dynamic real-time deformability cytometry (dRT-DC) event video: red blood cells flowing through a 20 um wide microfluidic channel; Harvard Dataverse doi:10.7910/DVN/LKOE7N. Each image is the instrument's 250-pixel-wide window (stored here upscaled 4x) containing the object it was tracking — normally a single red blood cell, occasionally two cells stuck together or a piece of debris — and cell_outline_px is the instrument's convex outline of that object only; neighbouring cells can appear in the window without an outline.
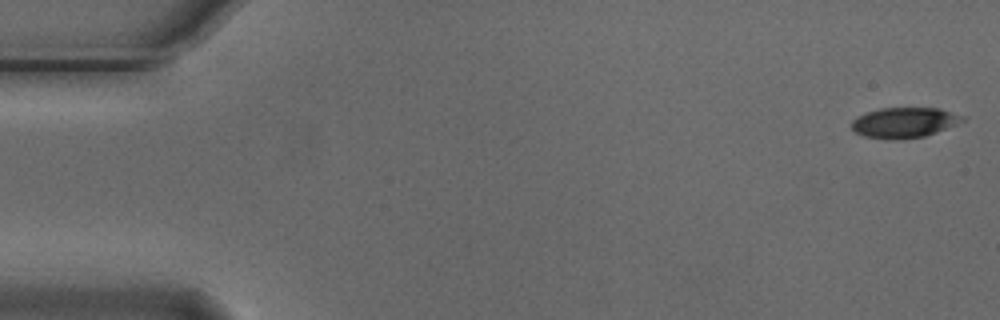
{"species": "Egyptian fruit bat (a non-hibernating species)", "species_latin": "Rousettus aegyptiacus", "temperature_condition": "cold", "stored_images_in_passage": 8, "camera_frame_rate_fps": 3000, "um_per_image_px": 0.085, "animal": {"sex": "male"}, "frame": {"image": 1, "passage_image": 1, "time_ms": 0.0, "image_size_px": [1000, 320], "cell_outline_px": [[968, 116], [964, 120], [956, 124], [936, 132], [924, 136], [864, 136], [856, 132], [852, 128], [852, 120], [856, 116], [880, 108], [940, 108]], "centroid_in_image_um": [76.93, 10.35], "position_along_channel_um": 8.1, "area_um2": 18.73}}
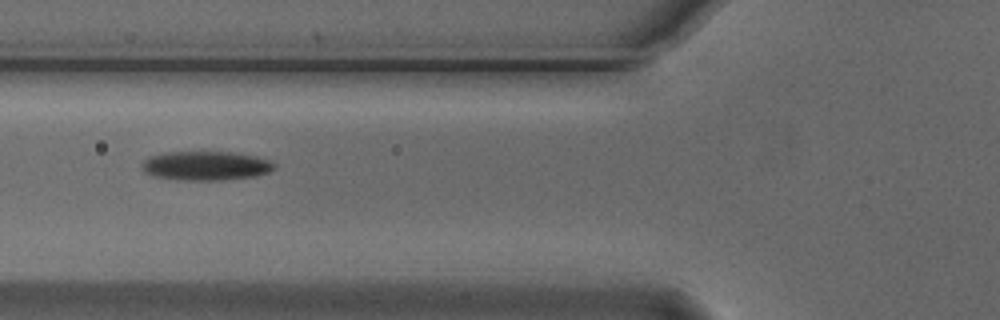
{"frame": {"image": 2, "passage_image": 6, "time_ms": 1.667, "image_size_px": [1000, 320], "cell_outline_px": [[276, 168], [268, 172], [256, 176], [224, 180], [176, 180], [152, 176], [144, 172], [140, 168], [140, 164], [148, 156], [164, 152], [236, 152], [256, 156], [268, 160], [276, 164]], "centroid_in_image_um": [17.45, 14.09], "position_along_channel_um": 108.3, "area_um2": 22.89}}
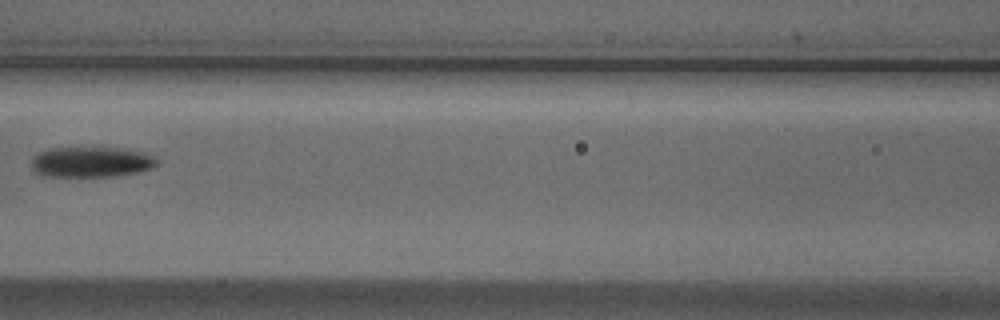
{"frame": {"image": 3, "passage_image": 7, "time_ms": 2.0, "image_size_px": [1000, 320], "cell_outline_px": [[156, 164], [152, 168], [140, 172], [112, 176], [44, 176], [36, 172], [32, 168], [32, 160], [36, 152], [48, 148], [120, 148], [140, 152], [152, 156], [156, 160]], "centroid_in_image_um": [7.7, 13.77], "position_along_channel_um": 158.9, "area_um2": 22.08}}